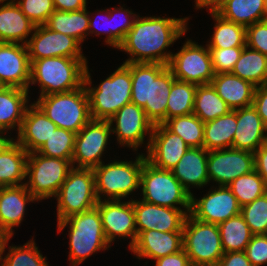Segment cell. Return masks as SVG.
Returning a JSON list of instances; mask_svg holds the SVG:
<instances>
[{"label":"cell","mask_w":267,"mask_h":266,"mask_svg":"<svg viewBox=\"0 0 267 266\" xmlns=\"http://www.w3.org/2000/svg\"><path fill=\"white\" fill-rule=\"evenodd\" d=\"M188 19L138 15L131 30L117 48L130 55L124 63L168 65L173 53L166 49L187 32Z\"/></svg>","instance_id":"obj_1"},{"label":"cell","mask_w":267,"mask_h":266,"mask_svg":"<svg viewBox=\"0 0 267 266\" xmlns=\"http://www.w3.org/2000/svg\"><path fill=\"white\" fill-rule=\"evenodd\" d=\"M131 71V103L144 109L154 124L166 121V107L172 83L176 79L168 65L160 63H124Z\"/></svg>","instance_id":"obj_2"},{"label":"cell","mask_w":267,"mask_h":266,"mask_svg":"<svg viewBox=\"0 0 267 266\" xmlns=\"http://www.w3.org/2000/svg\"><path fill=\"white\" fill-rule=\"evenodd\" d=\"M87 58L51 57L31 62L30 85L39 84L40 96L79 89L84 85Z\"/></svg>","instance_id":"obj_3"},{"label":"cell","mask_w":267,"mask_h":266,"mask_svg":"<svg viewBox=\"0 0 267 266\" xmlns=\"http://www.w3.org/2000/svg\"><path fill=\"white\" fill-rule=\"evenodd\" d=\"M90 75L86 65L84 86L89 98L92 119L108 121L124 105L131 103V71L124 63L101 81L98 87H91Z\"/></svg>","instance_id":"obj_4"},{"label":"cell","mask_w":267,"mask_h":266,"mask_svg":"<svg viewBox=\"0 0 267 266\" xmlns=\"http://www.w3.org/2000/svg\"><path fill=\"white\" fill-rule=\"evenodd\" d=\"M68 226L71 266H77L92 254L111 247L106 240L97 207L57 222L58 233Z\"/></svg>","instance_id":"obj_5"},{"label":"cell","mask_w":267,"mask_h":266,"mask_svg":"<svg viewBox=\"0 0 267 266\" xmlns=\"http://www.w3.org/2000/svg\"><path fill=\"white\" fill-rule=\"evenodd\" d=\"M145 155L138 153L135 161L114 160L94 167L95 192L98 201L122 200L136 189L138 190L143 164L147 159Z\"/></svg>","instance_id":"obj_6"},{"label":"cell","mask_w":267,"mask_h":266,"mask_svg":"<svg viewBox=\"0 0 267 266\" xmlns=\"http://www.w3.org/2000/svg\"><path fill=\"white\" fill-rule=\"evenodd\" d=\"M34 103L58 128L76 134L92 119L84 85L72 91L41 96Z\"/></svg>","instance_id":"obj_7"},{"label":"cell","mask_w":267,"mask_h":266,"mask_svg":"<svg viewBox=\"0 0 267 266\" xmlns=\"http://www.w3.org/2000/svg\"><path fill=\"white\" fill-rule=\"evenodd\" d=\"M140 188L141 200L145 202L174 209H191V195L171 170L158 168L147 159L141 171Z\"/></svg>","instance_id":"obj_8"},{"label":"cell","mask_w":267,"mask_h":266,"mask_svg":"<svg viewBox=\"0 0 267 266\" xmlns=\"http://www.w3.org/2000/svg\"><path fill=\"white\" fill-rule=\"evenodd\" d=\"M73 168L72 160L43 156L36 151L27 158L25 186L38 200L55 197Z\"/></svg>","instance_id":"obj_9"},{"label":"cell","mask_w":267,"mask_h":266,"mask_svg":"<svg viewBox=\"0 0 267 266\" xmlns=\"http://www.w3.org/2000/svg\"><path fill=\"white\" fill-rule=\"evenodd\" d=\"M54 198L57 200V222L95 208L98 199L93 169L73 167Z\"/></svg>","instance_id":"obj_10"},{"label":"cell","mask_w":267,"mask_h":266,"mask_svg":"<svg viewBox=\"0 0 267 266\" xmlns=\"http://www.w3.org/2000/svg\"><path fill=\"white\" fill-rule=\"evenodd\" d=\"M183 249L192 266L219 263L224 251L218 225L195 219L189 213L183 225Z\"/></svg>","instance_id":"obj_11"},{"label":"cell","mask_w":267,"mask_h":266,"mask_svg":"<svg viewBox=\"0 0 267 266\" xmlns=\"http://www.w3.org/2000/svg\"><path fill=\"white\" fill-rule=\"evenodd\" d=\"M168 68L177 80L196 85L210 84L215 76L207 44L204 47L189 39L180 51L172 54Z\"/></svg>","instance_id":"obj_12"},{"label":"cell","mask_w":267,"mask_h":266,"mask_svg":"<svg viewBox=\"0 0 267 266\" xmlns=\"http://www.w3.org/2000/svg\"><path fill=\"white\" fill-rule=\"evenodd\" d=\"M111 127L107 120L91 119L76 134L72 157L73 167L93 169L104 162L101 158L112 135Z\"/></svg>","instance_id":"obj_13"},{"label":"cell","mask_w":267,"mask_h":266,"mask_svg":"<svg viewBox=\"0 0 267 266\" xmlns=\"http://www.w3.org/2000/svg\"><path fill=\"white\" fill-rule=\"evenodd\" d=\"M109 123L115 127H111V132L117 134L118 144L125 147H131L137 151L139 146L144 144L145 134H148V150L154 124L147 118L142 107L129 103L119 109L109 120Z\"/></svg>","instance_id":"obj_14"},{"label":"cell","mask_w":267,"mask_h":266,"mask_svg":"<svg viewBox=\"0 0 267 266\" xmlns=\"http://www.w3.org/2000/svg\"><path fill=\"white\" fill-rule=\"evenodd\" d=\"M255 170L254 153L233 148L208 151L209 183L228 186L236 178Z\"/></svg>","instance_id":"obj_15"},{"label":"cell","mask_w":267,"mask_h":266,"mask_svg":"<svg viewBox=\"0 0 267 266\" xmlns=\"http://www.w3.org/2000/svg\"><path fill=\"white\" fill-rule=\"evenodd\" d=\"M26 45L30 63L51 57L86 58L82 54L81 44L76 39L50 30L45 25L35 26Z\"/></svg>","instance_id":"obj_16"},{"label":"cell","mask_w":267,"mask_h":266,"mask_svg":"<svg viewBox=\"0 0 267 266\" xmlns=\"http://www.w3.org/2000/svg\"><path fill=\"white\" fill-rule=\"evenodd\" d=\"M96 207L101 216L104 234L107 242L111 244L116 237L124 239L130 237L129 249L134 245L137 238L135 211L132 198L129 201L102 200Z\"/></svg>","instance_id":"obj_17"},{"label":"cell","mask_w":267,"mask_h":266,"mask_svg":"<svg viewBox=\"0 0 267 266\" xmlns=\"http://www.w3.org/2000/svg\"><path fill=\"white\" fill-rule=\"evenodd\" d=\"M209 190L201 199L191 196L190 214L195 219L218 225L240 214L241 207L228 186L211 187Z\"/></svg>","instance_id":"obj_18"},{"label":"cell","mask_w":267,"mask_h":266,"mask_svg":"<svg viewBox=\"0 0 267 266\" xmlns=\"http://www.w3.org/2000/svg\"><path fill=\"white\" fill-rule=\"evenodd\" d=\"M136 231L157 230L162 232H183V225L191 209H174L133 200Z\"/></svg>","instance_id":"obj_19"},{"label":"cell","mask_w":267,"mask_h":266,"mask_svg":"<svg viewBox=\"0 0 267 266\" xmlns=\"http://www.w3.org/2000/svg\"><path fill=\"white\" fill-rule=\"evenodd\" d=\"M189 148L179 135L171 132L164 124H156L153 127L146 158L158 168L171 170Z\"/></svg>","instance_id":"obj_20"},{"label":"cell","mask_w":267,"mask_h":266,"mask_svg":"<svg viewBox=\"0 0 267 266\" xmlns=\"http://www.w3.org/2000/svg\"><path fill=\"white\" fill-rule=\"evenodd\" d=\"M30 68L26 44L0 43V82L3 86L29 90Z\"/></svg>","instance_id":"obj_21"},{"label":"cell","mask_w":267,"mask_h":266,"mask_svg":"<svg viewBox=\"0 0 267 266\" xmlns=\"http://www.w3.org/2000/svg\"><path fill=\"white\" fill-rule=\"evenodd\" d=\"M38 200L27 190L25 184L0 187V234L12 237L13 228L24 219L26 204Z\"/></svg>","instance_id":"obj_22"},{"label":"cell","mask_w":267,"mask_h":266,"mask_svg":"<svg viewBox=\"0 0 267 266\" xmlns=\"http://www.w3.org/2000/svg\"><path fill=\"white\" fill-rule=\"evenodd\" d=\"M183 249V232H162L146 230L137 233V238L130 251L141 258L157 260Z\"/></svg>","instance_id":"obj_23"},{"label":"cell","mask_w":267,"mask_h":266,"mask_svg":"<svg viewBox=\"0 0 267 266\" xmlns=\"http://www.w3.org/2000/svg\"><path fill=\"white\" fill-rule=\"evenodd\" d=\"M266 141L267 127L256 108L253 105L238 108L232 148L254 153Z\"/></svg>","instance_id":"obj_24"},{"label":"cell","mask_w":267,"mask_h":266,"mask_svg":"<svg viewBox=\"0 0 267 266\" xmlns=\"http://www.w3.org/2000/svg\"><path fill=\"white\" fill-rule=\"evenodd\" d=\"M57 126L33 102L26 110L16 141L28 152L37 151Z\"/></svg>","instance_id":"obj_25"},{"label":"cell","mask_w":267,"mask_h":266,"mask_svg":"<svg viewBox=\"0 0 267 266\" xmlns=\"http://www.w3.org/2000/svg\"><path fill=\"white\" fill-rule=\"evenodd\" d=\"M208 151L203 147H190L177 165L171 169L174 177L182 184L184 189L192 196L190 188H202L209 184L207 173Z\"/></svg>","instance_id":"obj_26"},{"label":"cell","mask_w":267,"mask_h":266,"mask_svg":"<svg viewBox=\"0 0 267 266\" xmlns=\"http://www.w3.org/2000/svg\"><path fill=\"white\" fill-rule=\"evenodd\" d=\"M1 3L3 5L0 7V43L27 44L35 25L14 0H8L6 3L0 1Z\"/></svg>","instance_id":"obj_27"},{"label":"cell","mask_w":267,"mask_h":266,"mask_svg":"<svg viewBox=\"0 0 267 266\" xmlns=\"http://www.w3.org/2000/svg\"><path fill=\"white\" fill-rule=\"evenodd\" d=\"M210 84L232 110L253 105L256 86L231 72L215 74Z\"/></svg>","instance_id":"obj_28"},{"label":"cell","mask_w":267,"mask_h":266,"mask_svg":"<svg viewBox=\"0 0 267 266\" xmlns=\"http://www.w3.org/2000/svg\"><path fill=\"white\" fill-rule=\"evenodd\" d=\"M29 90L4 86L0 89V130L20 131L29 103Z\"/></svg>","instance_id":"obj_29"},{"label":"cell","mask_w":267,"mask_h":266,"mask_svg":"<svg viewBox=\"0 0 267 266\" xmlns=\"http://www.w3.org/2000/svg\"><path fill=\"white\" fill-rule=\"evenodd\" d=\"M28 154L15 139L0 151V187L25 184Z\"/></svg>","instance_id":"obj_30"},{"label":"cell","mask_w":267,"mask_h":266,"mask_svg":"<svg viewBox=\"0 0 267 266\" xmlns=\"http://www.w3.org/2000/svg\"><path fill=\"white\" fill-rule=\"evenodd\" d=\"M237 127V109L204 123L203 148L207 151L232 148Z\"/></svg>","instance_id":"obj_31"},{"label":"cell","mask_w":267,"mask_h":266,"mask_svg":"<svg viewBox=\"0 0 267 266\" xmlns=\"http://www.w3.org/2000/svg\"><path fill=\"white\" fill-rule=\"evenodd\" d=\"M45 26L50 30L69 35L82 44L89 31V11L87 7L70 12L55 10Z\"/></svg>","instance_id":"obj_32"},{"label":"cell","mask_w":267,"mask_h":266,"mask_svg":"<svg viewBox=\"0 0 267 266\" xmlns=\"http://www.w3.org/2000/svg\"><path fill=\"white\" fill-rule=\"evenodd\" d=\"M266 0H229L216 12L245 27L264 20Z\"/></svg>","instance_id":"obj_33"},{"label":"cell","mask_w":267,"mask_h":266,"mask_svg":"<svg viewBox=\"0 0 267 266\" xmlns=\"http://www.w3.org/2000/svg\"><path fill=\"white\" fill-rule=\"evenodd\" d=\"M231 73L256 87L266 85L267 56L245 46Z\"/></svg>","instance_id":"obj_34"},{"label":"cell","mask_w":267,"mask_h":266,"mask_svg":"<svg viewBox=\"0 0 267 266\" xmlns=\"http://www.w3.org/2000/svg\"><path fill=\"white\" fill-rule=\"evenodd\" d=\"M231 110L211 84L197 85L193 114L199 117L204 123L226 115Z\"/></svg>","instance_id":"obj_35"},{"label":"cell","mask_w":267,"mask_h":266,"mask_svg":"<svg viewBox=\"0 0 267 266\" xmlns=\"http://www.w3.org/2000/svg\"><path fill=\"white\" fill-rule=\"evenodd\" d=\"M215 26L208 48H232L246 46V27L226 20L216 12H211Z\"/></svg>","instance_id":"obj_36"},{"label":"cell","mask_w":267,"mask_h":266,"mask_svg":"<svg viewBox=\"0 0 267 266\" xmlns=\"http://www.w3.org/2000/svg\"><path fill=\"white\" fill-rule=\"evenodd\" d=\"M218 228L224 253L245 251L253 236L241 214L218 224Z\"/></svg>","instance_id":"obj_37"},{"label":"cell","mask_w":267,"mask_h":266,"mask_svg":"<svg viewBox=\"0 0 267 266\" xmlns=\"http://www.w3.org/2000/svg\"><path fill=\"white\" fill-rule=\"evenodd\" d=\"M163 124L179 135L189 147H203L204 122L195 114L175 116Z\"/></svg>","instance_id":"obj_38"},{"label":"cell","mask_w":267,"mask_h":266,"mask_svg":"<svg viewBox=\"0 0 267 266\" xmlns=\"http://www.w3.org/2000/svg\"><path fill=\"white\" fill-rule=\"evenodd\" d=\"M197 85L175 79L166 107V120L193 113Z\"/></svg>","instance_id":"obj_39"},{"label":"cell","mask_w":267,"mask_h":266,"mask_svg":"<svg viewBox=\"0 0 267 266\" xmlns=\"http://www.w3.org/2000/svg\"><path fill=\"white\" fill-rule=\"evenodd\" d=\"M228 187L236 197L240 207L253 202L267 192L264 179L255 170L236 178Z\"/></svg>","instance_id":"obj_40"},{"label":"cell","mask_w":267,"mask_h":266,"mask_svg":"<svg viewBox=\"0 0 267 266\" xmlns=\"http://www.w3.org/2000/svg\"><path fill=\"white\" fill-rule=\"evenodd\" d=\"M75 138L76 133L57 127L36 152L43 156L72 160Z\"/></svg>","instance_id":"obj_41"},{"label":"cell","mask_w":267,"mask_h":266,"mask_svg":"<svg viewBox=\"0 0 267 266\" xmlns=\"http://www.w3.org/2000/svg\"><path fill=\"white\" fill-rule=\"evenodd\" d=\"M7 255L2 257L4 266H49L33 239L23 246H9Z\"/></svg>","instance_id":"obj_42"},{"label":"cell","mask_w":267,"mask_h":266,"mask_svg":"<svg viewBox=\"0 0 267 266\" xmlns=\"http://www.w3.org/2000/svg\"><path fill=\"white\" fill-rule=\"evenodd\" d=\"M240 214L253 235L267 234V192L241 207Z\"/></svg>","instance_id":"obj_43"},{"label":"cell","mask_w":267,"mask_h":266,"mask_svg":"<svg viewBox=\"0 0 267 266\" xmlns=\"http://www.w3.org/2000/svg\"><path fill=\"white\" fill-rule=\"evenodd\" d=\"M21 11L35 25H45L55 11L53 0H14Z\"/></svg>","instance_id":"obj_44"},{"label":"cell","mask_w":267,"mask_h":266,"mask_svg":"<svg viewBox=\"0 0 267 266\" xmlns=\"http://www.w3.org/2000/svg\"><path fill=\"white\" fill-rule=\"evenodd\" d=\"M244 47L209 48L212 58V67L215 74L229 73L233 70Z\"/></svg>","instance_id":"obj_45"},{"label":"cell","mask_w":267,"mask_h":266,"mask_svg":"<svg viewBox=\"0 0 267 266\" xmlns=\"http://www.w3.org/2000/svg\"><path fill=\"white\" fill-rule=\"evenodd\" d=\"M109 12L110 16H112V21L114 17H119L121 19L122 16V19H124L121 21L122 23L117 22L115 25H112V47L117 49L121 42L124 40L126 34L131 30L138 15L134 14L129 9L123 8L122 6H120L119 8L116 7L115 9L111 8L109 9Z\"/></svg>","instance_id":"obj_46"},{"label":"cell","mask_w":267,"mask_h":266,"mask_svg":"<svg viewBox=\"0 0 267 266\" xmlns=\"http://www.w3.org/2000/svg\"><path fill=\"white\" fill-rule=\"evenodd\" d=\"M246 46L267 56V22L260 21L246 27Z\"/></svg>","instance_id":"obj_47"},{"label":"cell","mask_w":267,"mask_h":266,"mask_svg":"<svg viewBox=\"0 0 267 266\" xmlns=\"http://www.w3.org/2000/svg\"><path fill=\"white\" fill-rule=\"evenodd\" d=\"M245 252L253 266L267 264V234L253 235Z\"/></svg>","instance_id":"obj_48"},{"label":"cell","mask_w":267,"mask_h":266,"mask_svg":"<svg viewBox=\"0 0 267 266\" xmlns=\"http://www.w3.org/2000/svg\"><path fill=\"white\" fill-rule=\"evenodd\" d=\"M100 12L101 13H103V12H105L106 14H104L105 15V18H104V20L103 21H105L106 22V24H108L109 26H110V24H111V27H108V28H104V27H102V29H103V31H102V29L100 30L99 28H98V26H97V23L99 24V22H100V20L97 22V19H92L91 17H90V15H91V12H89L90 14H89V31H88V35H90V33L91 34H94V35H104V34H107V36H106V38H105V43L106 44H108V45H110V46H112V16H110V12H109V9L107 8L106 10L104 9V10H98V13H97V15L98 14H100ZM97 17H99V16H97ZM104 22V23H105ZM105 24V25H106ZM104 25V26H105ZM103 26V25H102ZM97 28L99 29V30H97Z\"/></svg>","instance_id":"obj_49"},{"label":"cell","mask_w":267,"mask_h":266,"mask_svg":"<svg viewBox=\"0 0 267 266\" xmlns=\"http://www.w3.org/2000/svg\"><path fill=\"white\" fill-rule=\"evenodd\" d=\"M253 106L267 127V84L255 88Z\"/></svg>","instance_id":"obj_50"},{"label":"cell","mask_w":267,"mask_h":266,"mask_svg":"<svg viewBox=\"0 0 267 266\" xmlns=\"http://www.w3.org/2000/svg\"><path fill=\"white\" fill-rule=\"evenodd\" d=\"M155 266H192L184 249L155 260Z\"/></svg>","instance_id":"obj_51"},{"label":"cell","mask_w":267,"mask_h":266,"mask_svg":"<svg viewBox=\"0 0 267 266\" xmlns=\"http://www.w3.org/2000/svg\"><path fill=\"white\" fill-rule=\"evenodd\" d=\"M221 266H253L245 251L226 252L221 257Z\"/></svg>","instance_id":"obj_52"},{"label":"cell","mask_w":267,"mask_h":266,"mask_svg":"<svg viewBox=\"0 0 267 266\" xmlns=\"http://www.w3.org/2000/svg\"><path fill=\"white\" fill-rule=\"evenodd\" d=\"M254 166L267 185V141L254 152Z\"/></svg>","instance_id":"obj_53"},{"label":"cell","mask_w":267,"mask_h":266,"mask_svg":"<svg viewBox=\"0 0 267 266\" xmlns=\"http://www.w3.org/2000/svg\"><path fill=\"white\" fill-rule=\"evenodd\" d=\"M55 10L76 11L87 7V0H53Z\"/></svg>","instance_id":"obj_54"},{"label":"cell","mask_w":267,"mask_h":266,"mask_svg":"<svg viewBox=\"0 0 267 266\" xmlns=\"http://www.w3.org/2000/svg\"><path fill=\"white\" fill-rule=\"evenodd\" d=\"M229 0H195V8H208L209 13L217 12Z\"/></svg>","instance_id":"obj_55"},{"label":"cell","mask_w":267,"mask_h":266,"mask_svg":"<svg viewBox=\"0 0 267 266\" xmlns=\"http://www.w3.org/2000/svg\"><path fill=\"white\" fill-rule=\"evenodd\" d=\"M6 132L0 130V151L13 139L4 135Z\"/></svg>","instance_id":"obj_56"},{"label":"cell","mask_w":267,"mask_h":266,"mask_svg":"<svg viewBox=\"0 0 267 266\" xmlns=\"http://www.w3.org/2000/svg\"><path fill=\"white\" fill-rule=\"evenodd\" d=\"M11 239V237H4L0 246V266H4L3 265V260H2V255L6 250V245H8L9 240Z\"/></svg>","instance_id":"obj_57"},{"label":"cell","mask_w":267,"mask_h":266,"mask_svg":"<svg viewBox=\"0 0 267 266\" xmlns=\"http://www.w3.org/2000/svg\"><path fill=\"white\" fill-rule=\"evenodd\" d=\"M197 266H221V265L219 263H215V264H201Z\"/></svg>","instance_id":"obj_58"},{"label":"cell","mask_w":267,"mask_h":266,"mask_svg":"<svg viewBox=\"0 0 267 266\" xmlns=\"http://www.w3.org/2000/svg\"><path fill=\"white\" fill-rule=\"evenodd\" d=\"M264 21L267 22V0H266V9H265V17H264Z\"/></svg>","instance_id":"obj_59"},{"label":"cell","mask_w":267,"mask_h":266,"mask_svg":"<svg viewBox=\"0 0 267 266\" xmlns=\"http://www.w3.org/2000/svg\"><path fill=\"white\" fill-rule=\"evenodd\" d=\"M3 238L4 237L0 234V246H1V243H2Z\"/></svg>","instance_id":"obj_60"},{"label":"cell","mask_w":267,"mask_h":266,"mask_svg":"<svg viewBox=\"0 0 267 266\" xmlns=\"http://www.w3.org/2000/svg\"><path fill=\"white\" fill-rule=\"evenodd\" d=\"M3 87H4L3 84L0 82V89L3 88Z\"/></svg>","instance_id":"obj_61"}]
</instances>
